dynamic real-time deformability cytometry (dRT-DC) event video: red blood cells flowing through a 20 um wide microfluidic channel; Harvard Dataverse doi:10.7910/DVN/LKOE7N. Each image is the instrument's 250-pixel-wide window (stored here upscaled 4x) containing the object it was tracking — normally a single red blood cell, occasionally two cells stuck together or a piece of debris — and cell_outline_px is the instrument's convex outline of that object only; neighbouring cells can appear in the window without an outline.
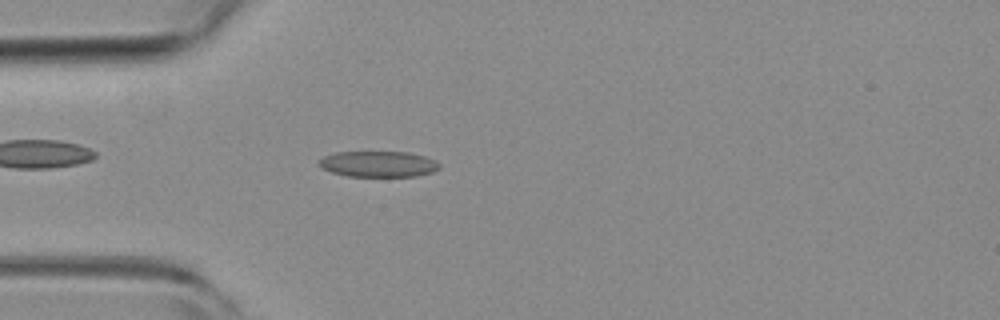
{"species": "common noctule bat (a hibernating species)", "species_latin": "Nyctalus noctula", "temperature_condition": "room temperature", "stored_images_in_passage": 27, "camera_frame_rate_fps": 3000, "um_per_image_px": 0.085, "animal": {"sex": "female", "body_mass_g": 19.3, "forearm_length_mm": 54.1}, "frame": {"image": 1, "passage_image": 4, "time_ms": 1.0, "image_size_px": [1000, 320], "cell_outline_px": [[440, 168], [432, 172], [416, 176], [348, 176], [332, 172], [320, 168], [320, 160], [324, 156], [336, 152], [408, 152], [424, 156], [440, 164]], "centroid_in_image_um": [32.15, 13.94], "position_along_channel_um": 52.8, "area_um2": 17.98}}
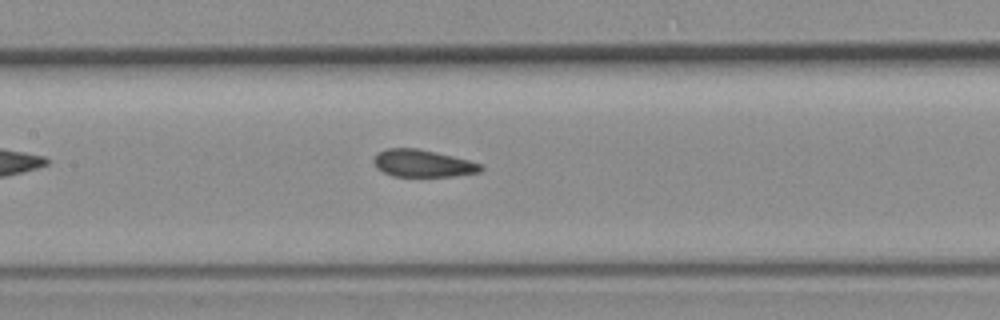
{"frame": {"image": 2, "passage_image": 14, "time_ms": 4.333, "image_size_px": [1000, 320], "cell_outline_px": [[484, 168], [480, 172], [452, 176], [392, 176], [376, 168], [372, 160], [376, 152], [388, 148], [416, 148], [452, 156], [484, 164]], "centroid_in_image_um": [35.91, 13.88], "position_along_channel_um": 171.5, "area_um2": 17.05}}
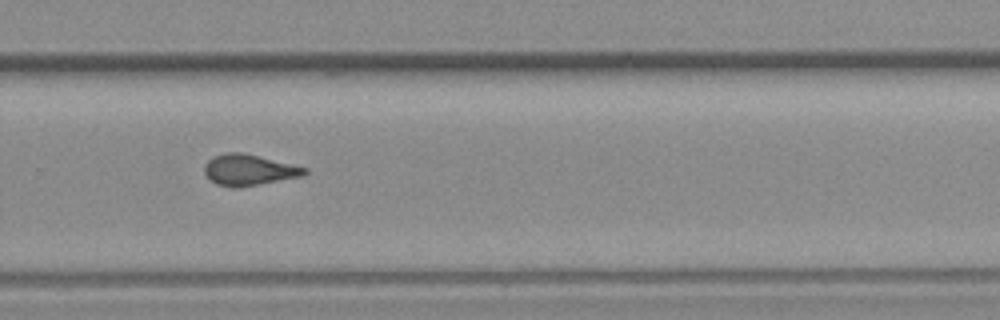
{"frame": {"image": 3, "passage_image": 25, "time_ms": 8.0, "image_size_px": [1000, 320], "cell_outline_px": [[308, 172], [304, 176], [260, 184], [236, 188], [232, 188], [216, 184], [204, 172], [204, 164], [208, 160], [224, 152], [244, 152], [308, 168]], "centroid_in_image_um": [21.18, 14.44], "position_along_channel_um": 308.6, "area_um2": 18.21}}